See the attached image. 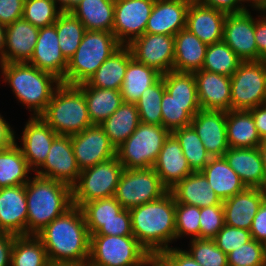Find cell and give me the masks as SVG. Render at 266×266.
<instances>
[{
  "label": "cell",
  "mask_w": 266,
  "mask_h": 266,
  "mask_svg": "<svg viewBox=\"0 0 266 266\" xmlns=\"http://www.w3.org/2000/svg\"><path fill=\"white\" fill-rule=\"evenodd\" d=\"M36 236L43 243L49 262L88 264L90 234L80 207L73 205Z\"/></svg>",
  "instance_id": "cell-1"
},
{
  "label": "cell",
  "mask_w": 266,
  "mask_h": 266,
  "mask_svg": "<svg viewBox=\"0 0 266 266\" xmlns=\"http://www.w3.org/2000/svg\"><path fill=\"white\" fill-rule=\"evenodd\" d=\"M176 201L168 191L161 198L129 209L133 236L152 255L176 241Z\"/></svg>",
  "instance_id": "cell-2"
},
{
  "label": "cell",
  "mask_w": 266,
  "mask_h": 266,
  "mask_svg": "<svg viewBox=\"0 0 266 266\" xmlns=\"http://www.w3.org/2000/svg\"><path fill=\"white\" fill-rule=\"evenodd\" d=\"M34 175L25 184L27 235H36L73 206L71 186Z\"/></svg>",
  "instance_id": "cell-3"
},
{
  "label": "cell",
  "mask_w": 266,
  "mask_h": 266,
  "mask_svg": "<svg viewBox=\"0 0 266 266\" xmlns=\"http://www.w3.org/2000/svg\"><path fill=\"white\" fill-rule=\"evenodd\" d=\"M3 83H7L12 89L15 98L24 104L31 116H40L56 89L62 84L61 80L49 72L23 63L0 64Z\"/></svg>",
  "instance_id": "cell-4"
},
{
  "label": "cell",
  "mask_w": 266,
  "mask_h": 266,
  "mask_svg": "<svg viewBox=\"0 0 266 266\" xmlns=\"http://www.w3.org/2000/svg\"><path fill=\"white\" fill-rule=\"evenodd\" d=\"M40 117L58 135L71 136L93 126L85 96L76 85L62 83Z\"/></svg>",
  "instance_id": "cell-5"
},
{
  "label": "cell",
  "mask_w": 266,
  "mask_h": 266,
  "mask_svg": "<svg viewBox=\"0 0 266 266\" xmlns=\"http://www.w3.org/2000/svg\"><path fill=\"white\" fill-rule=\"evenodd\" d=\"M121 46L113 32L86 30L77 51L68 60L65 77L61 82L67 85L87 82Z\"/></svg>",
  "instance_id": "cell-6"
},
{
  "label": "cell",
  "mask_w": 266,
  "mask_h": 266,
  "mask_svg": "<svg viewBox=\"0 0 266 266\" xmlns=\"http://www.w3.org/2000/svg\"><path fill=\"white\" fill-rule=\"evenodd\" d=\"M170 135L162 125L139 123L136 130L116 149L125 169L153 167L160 150Z\"/></svg>",
  "instance_id": "cell-7"
},
{
  "label": "cell",
  "mask_w": 266,
  "mask_h": 266,
  "mask_svg": "<svg viewBox=\"0 0 266 266\" xmlns=\"http://www.w3.org/2000/svg\"><path fill=\"white\" fill-rule=\"evenodd\" d=\"M150 253L134 236L90 235L88 266H133Z\"/></svg>",
  "instance_id": "cell-8"
},
{
  "label": "cell",
  "mask_w": 266,
  "mask_h": 266,
  "mask_svg": "<svg viewBox=\"0 0 266 266\" xmlns=\"http://www.w3.org/2000/svg\"><path fill=\"white\" fill-rule=\"evenodd\" d=\"M124 167L115 156L82 170L78 181L72 186V203L81 207L83 204L114 196Z\"/></svg>",
  "instance_id": "cell-9"
},
{
  "label": "cell",
  "mask_w": 266,
  "mask_h": 266,
  "mask_svg": "<svg viewBox=\"0 0 266 266\" xmlns=\"http://www.w3.org/2000/svg\"><path fill=\"white\" fill-rule=\"evenodd\" d=\"M266 103V61H242L231 76V110L249 111Z\"/></svg>",
  "instance_id": "cell-10"
},
{
  "label": "cell",
  "mask_w": 266,
  "mask_h": 266,
  "mask_svg": "<svg viewBox=\"0 0 266 266\" xmlns=\"http://www.w3.org/2000/svg\"><path fill=\"white\" fill-rule=\"evenodd\" d=\"M168 191L153 167L124 169L114 198L124 209H131L155 201Z\"/></svg>",
  "instance_id": "cell-11"
},
{
  "label": "cell",
  "mask_w": 266,
  "mask_h": 266,
  "mask_svg": "<svg viewBox=\"0 0 266 266\" xmlns=\"http://www.w3.org/2000/svg\"><path fill=\"white\" fill-rule=\"evenodd\" d=\"M155 0H115L113 34L127 46L145 34Z\"/></svg>",
  "instance_id": "cell-12"
},
{
  "label": "cell",
  "mask_w": 266,
  "mask_h": 266,
  "mask_svg": "<svg viewBox=\"0 0 266 266\" xmlns=\"http://www.w3.org/2000/svg\"><path fill=\"white\" fill-rule=\"evenodd\" d=\"M36 175L73 186L79 178V169L71 143V136L58 135L52 142L45 162Z\"/></svg>",
  "instance_id": "cell-13"
},
{
  "label": "cell",
  "mask_w": 266,
  "mask_h": 266,
  "mask_svg": "<svg viewBox=\"0 0 266 266\" xmlns=\"http://www.w3.org/2000/svg\"><path fill=\"white\" fill-rule=\"evenodd\" d=\"M133 58L165 74L173 70L174 36L145 33L127 45Z\"/></svg>",
  "instance_id": "cell-14"
},
{
  "label": "cell",
  "mask_w": 266,
  "mask_h": 266,
  "mask_svg": "<svg viewBox=\"0 0 266 266\" xmlns=\"http://www.w3.org/2000/svg\"><path fill=\"white\" fill-rule=\"evenodd\" d=\"M71 143L81 171L116 156V148L100 125H93L81 133L71 135Z\"/></svg>",
  "instance_id": "cell-15"
},
{
  "label": "cell",
  "mask_w": 266,
  "mask_h": 266,
  "mask_svg": "<svg viewBox=\"0 0 266 266\" xmlns=\"http://www.w3.org/2000/svg\"><path fill=\"white\" fill-rule=\"evenodd\" d=\"M254 32L255 18L250 9L227 14L224 21L223 41L242 61H258Z\"/></svg>",
  "instance_id": "cell-16"
},
{
  "label": "cell",
  "mask_w": 266,
  "mask_h": 266,
  "mask_svg": "<svg viewBox=\"0 0 266 266\" xmlns=\"http://www.w3.org/2000/svg\"><path fill=\"white\" fill-rule=\"evenodd\" d=\"M58 134L40 117L31 116L22 131V155L29 168L35 172L46 160L53 140Z\"/></svg>",
  "instance_id": "cell-17"
},
{
  "label": "cell",
  "mask_w": 266,
  "mask_h": 266,
  "mask_svg": "<svg viewBox=\"0 0 266 266\" xmlns=\"http://www.w3.org/2000/svg\"><path fill=\"white\" fill-rule=\"evenodd\" d=\"M211 157H223L229 149L226 134V111L201 109L191 121Z\"/></svg>",
  "instance_id": "cell-18"
},
{
  "label": "cell",
  "mask_w": 266,
  "mask_h": 266,
  "mask_svg": "<svg viewBox=\"0 0 266 266\" xmlns=\"http://www.w3.org/2000/svg\"><path fill=\"white\" fill-rule=\"evenodd\" d=\"M266 199V189L246 187L222 201L225 225L250 230L254 216Z\"/></svg>",
  "instance_id": "cell-19"
},
{
  "label": "cell",
  "mask_w": 266,
  "mask_h": 266,
  "mask_svg": "<svg viewBox=\"0 0 266 266\" xmlns=\"http://www.w3.org/2000/svg\"><path fill=\"white\" fill-rule=\"evenodd\" d=\"M28 63L61 81L64 79L68 60L61 52L55 25L39 29L35 50Z\"/></svg>",
  "instance_id": "cell-20"
},
{
  "label": "cell",
  "mask_w": 266,
  "mask_h": 266,
  "mask_svg": "<svg viewBox=\"0 0 266 266\" xmlns=\"http://www.w3.org/2000/svg\"><path fill=\"white\" fill-rule=\"evenodd\" d=\"M193 74L201 109L231 110V77L202 69Z\"/></svg>",
  "instance_id": "cell-21"
},
{
  "label": "cell",
  "mask_w": 266,
  "mask_h": 266,
  "mask_svg": "<svg viewBox=\"0 0 266 266\" xmlns=\"http://www.w3.org/2000/svg\"><path fill=\"white\" fill-rule=\"evenodd\" d=\"M192 0H155L145 33L175 36L186 28L187 10Z\"/></svg>",
  "instance_id": "cell-22"
},
{
  "label": "cell",
  "mask_w": 266,
  "mask_h": 266,
  "mask_svg": "<svg viewBox=\"0 0 266 266\" xmlns=\"http://www.w3.org/2000/svg\"><path fill=\"white\" fill-rule=\"evenodd\" d=\"M227 13L191 1L186 16V29L203 43L211 45L223 41Z\"/></svg>",
  "instance_id": "cell-23"
},
{
  "label": "cell",
  "mask_w": 266,
  "mask_h": 266,
  "mask_svg": "<svg viewBox=\"0 0 266 266\" xmlns=\"http://www.w3.org/2000/svg\"><path fill=\"white\" fill-rule=\"evenodd\" d=\"M0 224L7 233L27 235L25 185L0 188Z\"/></svg>",
  "instance_id": "cell-24"
},
{
  "label": "cell",
  "mask_w": 266,
  "mask_h": 266,
  "mask_svg": "<svg viewBox=\"0 0 266 266\" xmlns=\"http://www.w3.org/2000/svg\"><path fill=\"white\" fill-rule=\"evenodd\" d=\"M153 169L168 190L194 172L190 168L178 140L172 133L166 138Z\"/></svg>",
  "instance_id": "cell-25"
},
{
  "label": "cell",
  "mask_w": 266,
  "mask_h": 266,
  "mask_svg": "<svg viewBox=\"0 0 266 266\" xmlns=\"http://www.w3.org/2000/svg\"><path fill=\"white\" fill-rule=\"evenodd\" d=\"M39 28L23 18L6 25L3 63L29 62L38 39Z\"/></svg>",
  "instance_id": "cell-26"
},
{
  "label": "cell",
  "mask_w": 266,
  "mask_h": 266,
  "mask_svg": "<svg viewBox=\"0 0 266 266\" xmlns=\"http://www.w3.org/2000/svg\"><path fill=\"white\" fill-rule=\"evenodd\" d=\"M224 158L246 187L265 189V174L258 147H229Z\"/></svg>",
  "instance_id": "cell-27"
},
{
  "label": "cell",
  "mask_w": 266,
  "mask_h": 266,
  "mask_svg": "<svg viewBox=\"0 0 266 266\" xmlns=\"http://www.w3.org/2000/svg\"><path fill=\"white\" fill-rule=\"evenodd\" d=\"M169 191L173 194L176 203L194 205L199 208L223 205L201 171L192 172Z\"/></svg>",
  "instance_id": "cell-28"
},
{
  "label": "cell",
  "mask_w": 266,
  "mask_h": 266,
  "mask_svg": "<svg viewBox=\"0 0 266 266\" xmlns=\"http://www.w3.org/2000/svg\"><path fill=\"white\" fill-rule=\"evenodd\" d=\"M208 45L186 28L174 36L173 71L194 73L201 70Z\"/></svg>",
  "instance_id": "cell-29"
},
{
  "label": "cell",
  "mask_w": 266,
  "mask_h": 266,
  "mask_svg": "<svg viewBox=\"0 0 266 266\" xmlns=\"http://www.w3.org/2000/svg\"><path fill=\"white\" fill-rule=\"evenodd\" d=\"M201 172L207 178L208 185L221 201L236 195L246 188L240 177L229 166L224 156L211 157Z\"/></svg>",
  "instance_id": "cell-30"
},
{
  "label": "cell",
  "mask_w": 266,
  "mask_h": 266,
  "mask_svg": "<svg viewBox=\"0 0 266 266\" xmlns=\"http://www.w3.org/2000/svg\"><path fill=\"white\" fill-rule=\"evenodd\" d=\"M132 58L130 48L122 45L103 62L86 83L90 87L121 90L128 62Z\"/></svg>",
  "instance_id": "cell-31"
},
{
  "label": "cell",
  "mask_w": 266,
  "mask_h": 266,
  "mask_svg": "<svg viewBox=\"0 0 266 266\" xmlns=\"http://www.w3.org/2000/svg\"><path fill=\"white\" fill-rule=\"evenodd\" d=\"M226 134L232 148H257L262 142L249 111H226Z\"/></svg>",
  "instance_id": "cell-32"
},
{
  "label": "cell",
  "mask_w": 266,
  "mask_h": 266,
  "mask_svg": "<svg viewBox=\"0 0 266 266\" xmlns=\"http://www.w3.org/2000/svg\"><path fill=\"white\" fill-rule=\"evenodd\" d=\"M115 0H81L71 10L86 30L112 32Z\"/></svg>",
  "instance_id": "cell-33"
},
{
  "label": "cell",
  "mask_w": 266,
  "mask_h": 266,
  "mask_svg": "<svg viewBox=\"0 0 266 266\" xmlns=\"http://www.w3.org/2000/svg\"><path fill=\"white\" fill-rule=\"evenodd\" d=\"M84 94L89 118L100 125L123 103L120 90L90 87L86 82L76 85Z\"/></svg>",
  "instance_id": "cell-34"
},
{
  "label": "cell",
  "mask_w": 266,
  "mask_h": 266,
  "mask_svg": "<svg viewBox=\"0 0 266 266\" xmlns=\"http://www.w3.org/2000/svg\"><path fill=\"white\" fill-rule=\"evenodd\" d=\"M139 123V113L135 103L123 102L100 124V127L117 149L136 130Z\"/></svg>",
  "instance_id": "cell-35"
},
{
  "label": "cell",
  "mask_w": 266,
  "mask_h": 266,
  "mask_svg": "<svg viewBox=\"0 0 266 266\" xmlns=\"http://www.w3.org/2000/svg\"><path fill=\"white\" fill-rule=\"evenodd\" d=\"M0 150V188L25 185L32 174L28 163L16 142Z\"/></svg>",
  "instance_id": "cell-36"
},
{
  "label": "cell",
  "mask_w": 266,
  "mask_h": 266,
  "mask_svg": "<svg viewBox=\"0 0 266 266\" xmlns=\"http://www.w3.org/2000/svg\"><path fill=\"white\" fill-rule=\"evenodd\" d=\"M161 75L156 69L139 63L132 58L128 62L120 90L123 102L135 103L141 97L143 91L153 85Z\"/></svg>",
  "instance_id": "cell-37"
},
{
  "label": "cell",
  "mask_w": 266,
  "mask_h": 266,
  "mask_svg": "<svg viewBox=\"0 0 266 266\" xmlns=\"http://www.w3.org/2000/svg\"><path fill=\"white\" fill-rule=\"evenodd\" d=\"M201 110L199 102H179L165 90L161 101L162 126L170 133L191 125L192 118Z\"/></svg>",
  "instance_id": "cell-38"
},
{
  "label": "cell",
  "mask_w": 266,
  "mask_h": 266,
  "mask_svg": "<svg viewBox=\"0 0 266 266\" xmlns=\"http://www.w3.org/2000/svg\"><path fill=\"white\" fill-rule=\"evenodd\" d=\"M48 263L46 249L36 235L15 237L11 266H47Z\"/></svg>",
  "instance_id": "cell-39"
},
{
  "label": "cell",
  "mask_w": 266,
  "mask_h": 266,
  "mask_svg": "<svg viewBox=\"0 0 266 266\" xmlns=\"http://www.w3.org/2000/svg\"><path fill=\"white\" fill-rule=\"evenodd\" d=\"M54 25L56 26L61 52L69 60L77 51L86 28L70 11H62Z\"/></svg>",
  "instance_id": "cell-40"
},
{
  "label": "cell",
  "mask_w": 266,
  "mask_h": 266,
  "mask_svg": "<svg viewBox=\"0 0 266 266\" xmlns=\"http://www.w3.org/2000/svg\"><path fill=\"white\" fill-rule=\"evenodd\" d=\"M178 140L182 152L194 172L201 171L210 161L211 156L206 151L195 129L190 125L172 132Z\"/></svg>",
  "instance_id": "cell-41"
},
{
  "label": "cell",
  "mask_w": 266,
  "mask_h": 266,
  "mask_svg": "<svg viewBox=\"0 0 266 266\" xmlns=\"http://www.w3.org/2000/svg\"><path fill=\"white\" fill-rule=\"evenodd\" d=\"M80 209L83 213L89 234L92 235L104 224V222L116 218V215L124 208L114 196H111L89 201L83 204Z\"/></svg>",
  "instance_id": "cell-42"
},
{
  "label": "cell",
  "mask_w": 266,
  "mask_h": 266,
  "mask_svg": "<svg viewBox=\"0 0 266 266\" xmlns=\"http://www.w3.org/2000/svg\"><path fill=\"white\" fill-rule=\"evenodd\" d=\"M242 60L224 42L208 45L202 70L231 77Z\"/></svg>",
  "instance_id": "cell-43"
},
{
  "label": "cell",
  "mask_w": 266,
  "mask_h": 266,
  "mask_svg": "<svg viewBox=\"0 0 266 266\" xmlns=\"http://www.w3.org/2000/svg\"><path fill=\"white\" fill-rule=\"evenodd\" d=\"M165 91L162 76L146 90L135 102L139 120L144 124L162 125L161 101Z\"/></svg>",
  "instance_id": "cell-44"
},
{
  "label": "cell",
  "mask_w": 266,
  "mask_h": 266,
  "mask_svg": "<svg viewBox=\"0 0 266 266\" xmlns=\"http://www.w3.org/2000/svg\"><path fill=\"white\" fill-rule=\"evenodd\" d=\"M165 90L179 102H199L193 73L169 71L161 75Z\"/></svg>",
  "instance_id": "cell-45"
},
{
  "label": "cell",
  "mask_w": 266,
  "mask_h": 266,
  "mask_svg": "<svg viewBox=\"0 0 266 266\" xmlns=\"http://www.w3.org/2000/svg\"><path fill=\"white\" fill-rule=\"evenodd\" d=\"M61 12L54 0H25L22 18L40 29L54 25Z\"/></svg>",
  "instance_id": "cell-46"
},
{
  "label": "cell",
  "mask_w": 266,
  "mask_h": 266,
  "mask_svg": "<svg viewBox=\"0 0 266 266\" xmlns=\"http://www.w3.org/2000/svg\"><path fill=\"white\" fill-rule=\"evenodd\" d=\"M189 245L187 252L202 266H228L227 255L213 239H192Z\"/></svg>",
  "instance_id": "cell-47"
},
{
  "label": "cell",
  "mask_w": 266,
  "mask_h": 266,
  "mask_svg": "<svg viewBox=\"0 0 266 266\" xmlns=\"http://www.w3.org/2000/svg\"><path fill=\"white\" fill-rule=\"evenodd\" d=\"M200 208L194 205L176 203L175 228L176 241L183 236H190V240L199 239Z\"/></svg>",
  "instance_id": "cell-48"
},
{
  "label": "cell",
  "mask_w": 266,
  "mask_h": 266,
  "mask_svg": "<svg viewBox=\"0 0 266 266\" xmlns=\"http://www.w3.org/2000/svg\"><path fill=\"white\" fill-rule=\"evenodd\" d=\"M228 266H263V245L253 238L227 254Z\"/></svg>",
  "instance_id": "cell-49"
},
{
  "label": "cell",
  "mask_w": 266,
  "mask_h": 266,
  "mask_svg": "<svg viewBox=\"0 0 266 266\" xmlns=\"http://www.w3.org/2000/svg\"><path fill=\"white\" fill-rule=\"evenodd\" d=\"M200 239H213L225 225L223 205L200 208Z\"/></svg>",
  "instance_id": "cell-50"
},
{
  "label": "cell",
  "mask_w": 266,
  "mask_h": 266,
  "mask_svg": "<svg viewBox=\"0 0 266 266\" xmlns=\"http://www.w3.org/2000/svg\"><path fill=\"white\" fill-rule=\"evenodd\" d=\"M252 239L250 230L224 225L213 238L215 244L227 255Z\"/></svg>",
  "instance_id": "cell-51"
},
{
  "label": "cell",
  "mask_w": 266,
  "mask_h": 266,
  "mask_svg": "<svg viewBox=\"0 0 266 266\" xmlns=\"http://www.w3.org/2000/svg\"><path fill=\"white\" fill-rule=\"evenodd\" d=\"M92 235L133 236L129 209H123L116 218L104 224Z\"/></svg>",
  "instance_id": "cell-52"
},
{
  "label": "cell",
  "mask_w": 266,
  "mask_h": 266,
  "mask_svg": "<svg viewBox=\"0 0 266 266\" xmlns=\"http://www.w3.org/2000/svg\"><path fill=\"white\" fill-rule=\"evenodd\" d=\"M25 0H0V23L9 25L22 18Z\"/></svg>",
  "instance_id": "cell-53"
},
{
  "label": "cell",
  "mask_w": 266,
  "mask_h": 266,
  "mask_svg": "<svg viewBox=\"0 0 266 266\" xmlns=\"http://www.w3.org/2000/svg\"><path fill=\"white\" fill-rule=\"evenodd\" d=\"M195 3L206 7L223 11L227 14L240 13L248 10L243 0H192Z\"/></svg>",
  "instance_id": "cell-54"
},
{
  "label": "cell",
  "mask_w": 266,
  "mask_h": 266,
  "mask_svg": "<svg viewBox=\"0 0 266 266\" xmlns=\"http://www.w3.org/2000/svg\"><path fill=\"white\" fill-rule=\"evenodd\" d=\"M161 255L172 266H202L191 257L187 250L180 249L179 247H170L164 250Z\"/></svg>",
  "instance_id": "cell-55"
},
{
  "label": "cell",
  "mask_w": 266,
  "mask_h": 266,
  "mask_svg": "<svg viewBox=\"0 0 266 266\" xmlns=\"http://www.w3.org/2000/svg\"><path fill=\"white\" fill-rule=\"evenodd\" d=\"M260 15L255 18V41L258 50V60L266 61V14L258 10ZM263 14V15H262Z\"/></svg>",
  "instance_id": "cell-56"
},
{
  "label": "cell",
  "mask_w": 266,
  "mask_h": 266,
  "mask_svg": "<svg viewBox=\"0 0 266 266\" xmlns=\"http://www.w3.org/2000/svg\"><path fill=\"white\" fill-rule=\"evenodd\" d=\"M251 237L261 243L266 241V199L254 216L250 229Z\"/></svg>",
  "instance_id": "cell-57"
},
{
  "label": "cell",
  "mask_w": 266,
  "mask_h": 266,
  "mask_svg": "<svg viewBox=\"0 0 266 266\" xmlns=\"http://www.w3.org/2000/svg\"><path fill=\"white\" fill-rule=\"evenodd\" d=\"M16 235L6 234L0 237V266H11V253Z\"/></svg>",
  "instance_id": "cell-58"
},
{
  "label": "cell",
  "mask_w": 266,
  "mask_h": 266,
  "mask_svg": "<svg viewBox=\"0 0 266 266\" xmlns=\"http://www.w3.org/2000/svg\"><path fill=\"white\" fill-rule=\"evenodd\" d=\"M249 112L252 114L259 136L262 140H266V103L249 110Z\"/></svg>",
  "instance_id": "cell-59"
},
{
  "label": "cell",
  "mask_w": 266,
  "mask_h": 266,
  "mask_svg": "<svg viewBox=\"0 0 266 266\" xmlns=\"http://www.w3.org/2000/svg\"><path fill=\"white\" fill-rule=\"evenodd\" d=\"M15 131L0 113V150L9 147L15 142Z\"/></svg>",
  "instance_id": "cell-60"
},
{
  "label": "cell",
  "mask_w": 266,
  "mask_h": 266,
  "mask_svg": "<svg viewBox=\"0 0 266 266\" xmlns=\"http://www.w3.org/2000/svg\"><path fill=\"white\" fill-rule=\"evenodd\" d=\"M81 0H54L62 11H70Z\"/></svg>",
  "instance_id": "cell-61"
},
{
  "label": "cell",
  "mask_w": 266,
  "mask_h": 266,
  "mask_svg": "<svg viewBox=\"0 0 266 266\" xmlns=\"http://www.w3.org/2000/svg\"><path fill=\"white\" fill-rule=\"evenodd\" d=\"M6 25L0 23V64H3Z\"/></svg>",
  "instance_id": "cell-62"
},
{
  "label": "cell",
  "mask_w": 266,
  "mask_h": 266,
  "mask_svg": "<svg viewBox=\"0 0 266 266\" xmlns=\"http://www.w3.org/2000/svg\"><path fill=\"white\" fill-rule=\"evenodd\" d=\"M258 149L262 159V164L265 174V189H266V140H262V142L258 146Z\"/></svg>",
  "instance_id": "cell-63"
},
{
  "label": "cell",
  "mask_w": 266,
  "mask_h": 266,
  "mask_svg": "<svg viewBox=\"0 0 266 266\" xmlns=\"http://www.w3.org/2000/svg\"><path fill=\"white\" fill-rule=\"evenodd\" d=\"M151 261L156 266H172L161 254H152Z\"/></svg>",
  "instance_id": "cell-64"
},
{
  "label": "cell",
  "mask_w": 266,
  "mask_h": 266,
  "mask_svg": "<svg viewBox=\"0 0 266 266\" xmlns=\"http://www.w3.org/2000/svg\"><path fill=\"white\" fill-rule=\"evenodd\" d=\"M243 2L244 4L247 3V6H251L255 11L261 10L266 5V0H243Z\"/></svg>",
  "instance_id": "cell-65"
},
{
  "label": "cell",
  "mask_w": 266,
  "mask_h": 266,
  "mask_svg": "<svg viewBox=\"0 0 266 266\" xmlns=\"http://www.w3.org/2000/svg\"><path fill=\"white\" fill-rule=\"evenodd\" d=\"M47 266H88V264L75 262H49Z\"/></svg>",
  "instance_id": "cell-66"
},
{
  "label": "cell",
  "mask_w": 266,
  "mask_h": 266,
  "mask_svg": "<svg viewBox=\"0 0 266 266\" xmlns=\"http://www.w3.org/2000/svg\"><path fill=\"white\" fill-rule=\"evenodd\" d=\"M151 262V254L139 265H133V266H148Z\"/></svg>",
  "instance_id": "cell-67"
},
{
  "label": "cell",
  "mask_w": 266,
  "mask_h": 266,
  "mask_svg": "<svg viewBox=\"0 0 266 266\" xmlns=\"http://www.w3.org/2000/svg\"><path fill=\"white\" fill-rule=\"evenodd\" d=\"M263 245V266H266V241L262 243Z\"/></svg>",
  "instance_id": "cell-68"
},
{
  "label": "cell",
  "mask_w": 266,
  "mask_h": 266,
  "mask_svg": "<svg viewBox=\"0 0 266 266\" xmlns=\"http://www.w3.org/2000/svg\"><path fill=\"white\" fill-rule=\"evenodd\" d=\"M6 234H8V233L3 229L2 225L0 224V237L4 236Z\"/></svg>",
  "instance_id": "cell-69"
},
{
  "label": "cell",
  "mask_w": 266,
  "mask_h": 266,
  "mask_svg": "<svg viewBox=\"0 0 266 266\" xmlns=\"http://www.w3.org/2000/svg\"><path fill=\"white\" fill-rule=\"evenodd\" d=\"M260 11L266 14V5Z\"/></svg>",
  "instance_id": "cell-70"
},
{
  "label": "cell",
  "mask_w": 266,
  "mask_h": 266,
  "mask_svg": "<svg viewBox=\"0 0 266 266\" xmlns=\"http://www.w3.org/2000/svg\"><path fill=\"white\" fill-rule=\"evenodd\" d=\"M148 266H156V265L151 261Z\"/></svg>",
  "instance_id": "cell-71"
}]
</instances>
